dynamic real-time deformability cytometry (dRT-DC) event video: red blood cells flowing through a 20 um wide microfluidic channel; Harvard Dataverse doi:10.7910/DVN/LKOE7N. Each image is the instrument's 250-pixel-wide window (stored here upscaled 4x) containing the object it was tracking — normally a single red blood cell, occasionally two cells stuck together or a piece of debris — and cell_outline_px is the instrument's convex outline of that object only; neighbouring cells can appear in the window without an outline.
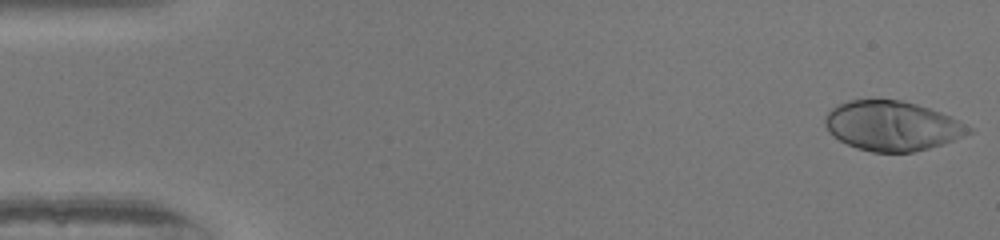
{"species": "human", "species_latin": "Homo sapiens", "temperature_condition": "warm", "stored_images_in_passage": 50, "camera_frame_rate_fps": 3000, "um_per_image_px": 0.085, "donor": {"sex": "female"}, "frame": {"image": 1, "passage_image": 1, "time_ms": 0.0, "image_size_px": [1000, 240], "cell_outline_px": [[972, 132], [952, 140], [928, 148], [912, 152], [872, 152], [856, 148], [832, 136], [828, 132], [824, 124], [824, 120], [828, 112], [832, 108], [848, 100], [900, 100], [916, 104], [940, 112], [972, 128]], "centroid_in_image_um": [75.77, 10.7], "position_along_channel_um": 9.2, "area_um2": 41.04}}
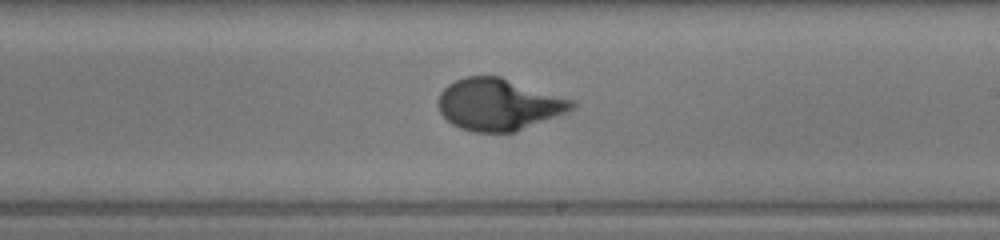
{"frame": {"image": 2, "passage_image": 29, "time_ms": 9.333, "image_size_px": [1000, 240], "cell_outline_px": [[576, 104], [572, 108], [564, 112], [516, 132], [476, 132], [460, 128], [452, 124], [440, 112], [436, 104], [440, 92], [448, 84], [464, 76], [500, 76], [576, 100]], "centroid_in_image_um": [42.35, 8.86], "position_along_channel_um": 246.6, "area_um2": 40.29}}
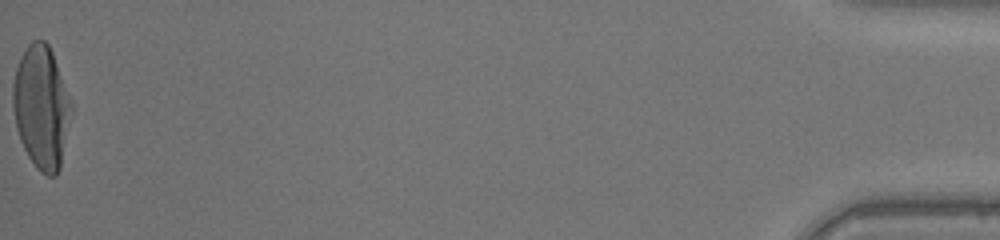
{"frame": {"image": 3, "passage_image": 50, "time_ms": 16.333, "image_size_px": [1000, 240], "cell_outline_px": [[72, 112], [60, 168], [56, 176], [48, 176], [40, 172], [36, 168], [28, 156], [20, 140], [16, 128], [12, 104], [12, 84], [16, 68], [20, 56], [28, 44], [32, 40], [44, 40], [48, 44], [52, 52], [72, 104]], "centroid_in_image_um": [3.5, 9.12], "position_along_channel_um": 431.7, "area_um2": 41.96}, "authors_computed_cell_mechanics": {"area_um2": 39.882, "velocity_mm_per_s": 4.1434, "shape_relaxation_time_tau1_ms": 3.7079, "shape_relaxation_time_tau2_ms": null, "deformation_change_tau1": 0.2663, "deformation_change_tau2": null}}